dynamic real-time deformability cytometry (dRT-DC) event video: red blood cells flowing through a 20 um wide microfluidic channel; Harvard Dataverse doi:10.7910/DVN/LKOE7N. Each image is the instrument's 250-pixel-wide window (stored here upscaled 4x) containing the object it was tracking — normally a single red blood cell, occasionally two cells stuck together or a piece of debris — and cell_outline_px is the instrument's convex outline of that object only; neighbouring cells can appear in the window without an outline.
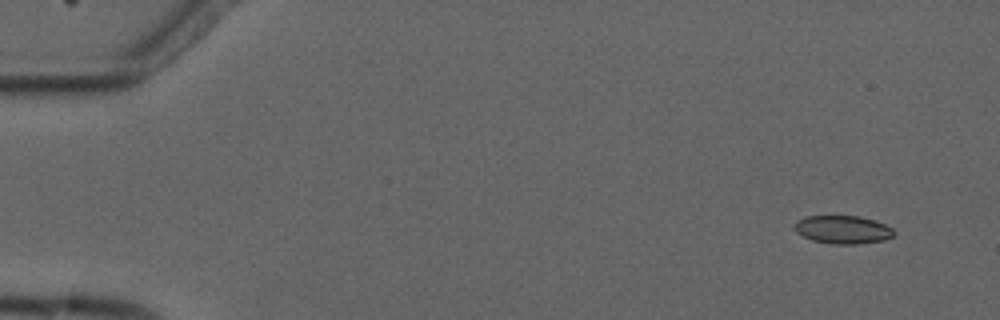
{"species": "common noctule bat (a hibernating species)", "species_latin": "Nyctalus noctula", "temperature_condition": "cold", "stored_images_in_passage": 5, "camera_frame_rate_fps": 3000, "um_per_image_px": 0.085, "animal": {"sex": "male", "forearm_length_mm": 52.5}, "frame": {"image": 1, "passage_image": 1, "time_ms": 0.0, "image_size_px": [1000, 320], "cell_outline_px": [[896, 232], [892, 236], [884, 240], [856, 244], [836, 244], [812, 240], [796, 232], [792, 224], [796, 220], [804, 216], [860, 216], [884, 224], [892, 228]], "centroid_in_image_um": [71.6, 19.51], "position_along_channel_um": 13.4, "area_um2": 16.3}}
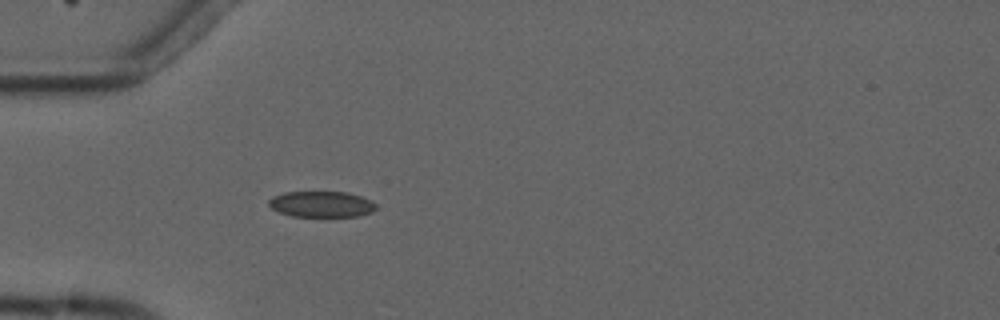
{"frame": {"image": 2, "passage_image": 5, "time_ms": 4.333, "image_size_px": [1000, 320], "cell_outline_px": [[376, 208], [372, 212], [360, 216], [292, 216], [280, 212], [272, 208], [268, 204], [268, 200], [272, 196], [284, 192], [348, 192], [372, 200], [376, 204]], "centroid_in_image_um": [27.34, 17.35], "position_along_channel_um": 57.7, "area_um2": 16.24}}